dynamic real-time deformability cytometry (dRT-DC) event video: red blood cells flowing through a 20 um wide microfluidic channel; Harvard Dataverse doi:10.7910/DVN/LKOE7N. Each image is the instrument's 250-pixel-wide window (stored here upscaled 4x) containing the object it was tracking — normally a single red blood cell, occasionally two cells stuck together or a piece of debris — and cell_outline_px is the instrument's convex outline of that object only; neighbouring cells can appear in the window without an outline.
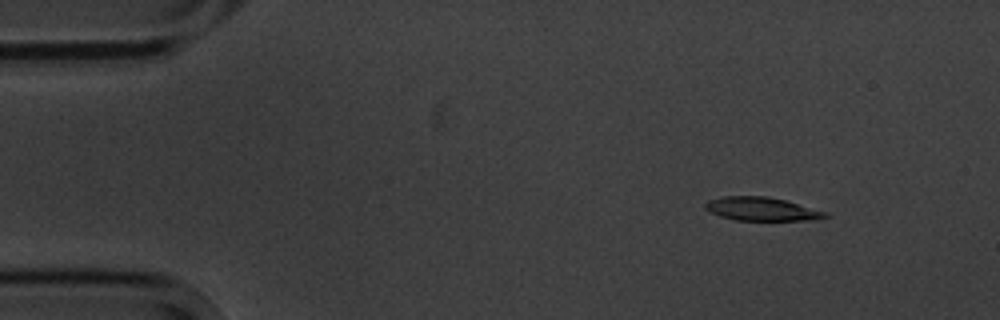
{"species": "common noctule bat (a hibernating species)", "species_latin": "Nyctalus noctula", "temperature_condition": "cold", "stored_images_in_passage": 3, "camera_frame_rate_fps": 3000, "um_per_image_px": 0.085, "animal": {"sex": "male", "body_mass_g": 20.1, "forearm_length_mm": 53.5}, "frame": {"image": 1, "passage_image": 1, "time_ms": 0.0, "image_size_px": [1000, 320], "cell_outline_px": [[828, 216], [820, 220], [736, 220], [720, 216], [704, 208], [704, 204], [708, 200], [724, 196], [768, 196], [784, 200], [828, 212]], "centroid_in_image_um": [64.76, 17.76], "position_along_channel_um": 20.2, "area_um2": 16.42}}